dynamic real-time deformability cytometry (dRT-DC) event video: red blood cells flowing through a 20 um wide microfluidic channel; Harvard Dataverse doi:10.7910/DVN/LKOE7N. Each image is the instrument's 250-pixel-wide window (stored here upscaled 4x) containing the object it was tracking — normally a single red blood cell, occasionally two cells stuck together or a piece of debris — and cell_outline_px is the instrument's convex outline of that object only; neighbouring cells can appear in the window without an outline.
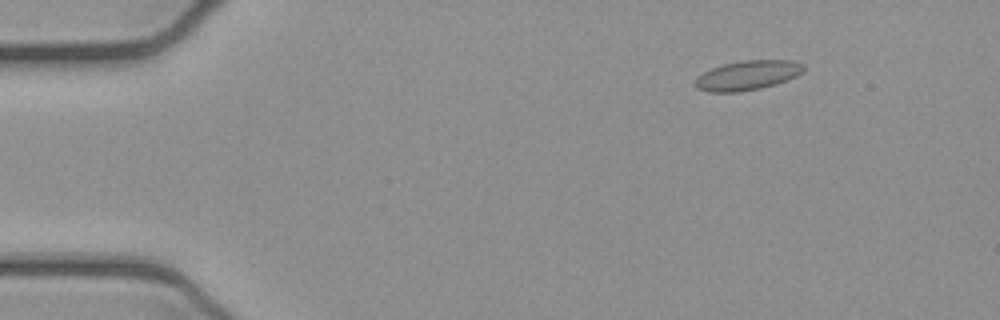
{"species": "common noctule bat (a hibernating species)", "species_latin": "Nyctalus noctula", "temperature_condition": "cold", "stored_images_in_passage": 51, "camera_frame_rate_fps": 3000, "um_per_image_px": 0.085, "animal": {"sex": "female", "body_mass_g": 21.9}, "frame": {"image": 1, "passage_image": 5, "time_ms": 1.333, "image_size_px": [1000, 320], "cell_outline_px": [[804, 72], [796, 76], [776, 84], [760, 88], [740, 92], [708, 92], [696, 88], [696, 76], [712, 68], [724, 64], [744, 60], [792, 60], [804, 64]], "centroid_in_image_um": [63.55, 6.4], "position_along_channel_um": 21.4, "area_um2": 18.67}}
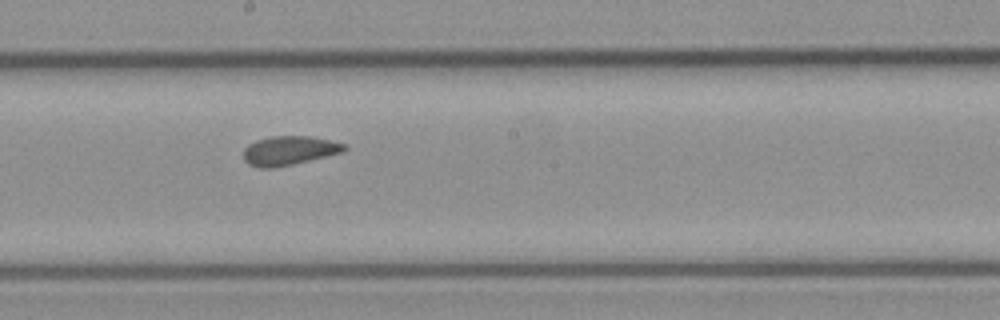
{"frame": {"image": 2, "passage_image": 27, "time_ms": 8.667, "image_size_px": [1000, 320], "cell_outline_px": [[348, 148], [344, 152], [292, 164], [272, 168], [260, 168], [248, 164], [244, 160], [244, 148], [248, 144], [256, 140], [272, 136], [312, 136], [348, 144]], "centroid_in_image_um": [24.6, 12.79], "position_along_channel_um": 223.6, "area_um2": 17.22}}
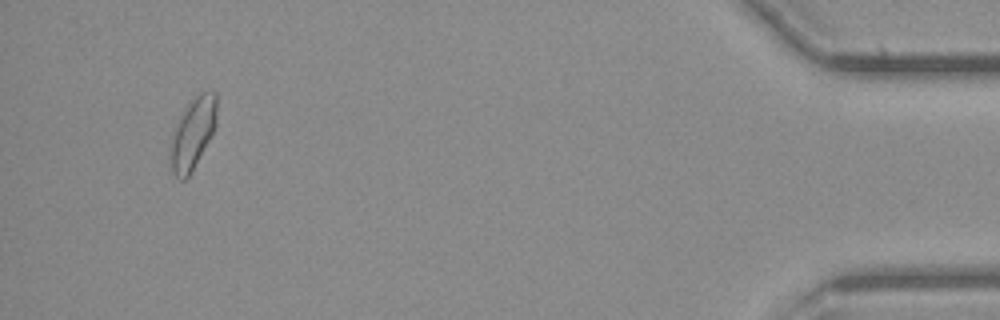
{"frame": {"image": 3, "passage_image": 48, "time_ms": 15.667, "image_size_px": [1000, 320], "cell_outline_px": [[216, 124], [192, 172], [184, 180], [180, 180], [172, 172], [168, 164], [168, 144], [172, 128], [184, 108], [192, 96], [200, 92], [212, 88], [216, 92]], "centroid_in_image_um": [16.31, 11.31], "position_along_channel_um": 418.9, "area_um2": 20.17}, "authors_computed_cell_mechanics": {"area_um2": 17.6868, "velocity_mm_per_s": 3.8887, "shape_relaxation_time_tau1_ms": null, "shape_relaxation_time_tau2_ms": 1.1283, "deformation_change_tau1": null, "deformation_change_tau2": 0.0671}}